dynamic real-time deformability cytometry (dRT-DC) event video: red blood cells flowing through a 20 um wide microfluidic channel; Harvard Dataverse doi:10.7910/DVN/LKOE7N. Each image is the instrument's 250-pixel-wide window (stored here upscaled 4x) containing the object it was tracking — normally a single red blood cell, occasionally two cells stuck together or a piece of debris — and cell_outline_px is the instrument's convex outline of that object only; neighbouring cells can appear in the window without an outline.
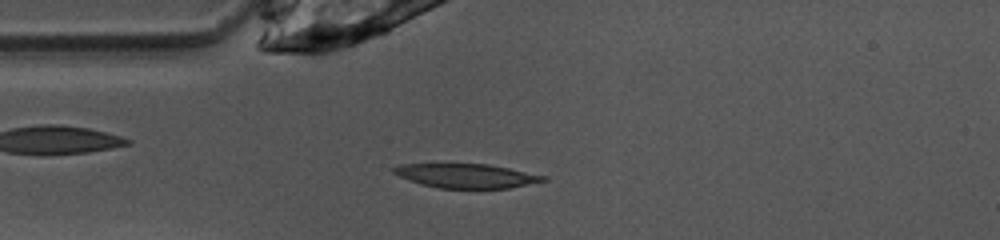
{"species": "common noctule bat (a hibernating species)", "species_latin": "Nyctalus noctula", "temperature_condition": "warm", "stored_images_in_passage": 40, "camera_frame_rate_fps": 3000, "um_per_image_px": 0.085, "animal": {"sex": "female", "body_mass_g": 10.0, "forearm_length_mm": 53.1}, "frame": {"image": 1, "passage_image": 3, "time_ms": 0.667, "image_size_px": [1000, 240], "cell_outline_px": [[548, 180], [508, 188], [436, 188], [420, 184], [408, 180], [392, 172], [392, 168], [400, 164], [488, 164], [548, 176]], "centroid_in_image_um": [39.63, 14.94], "position_along_channel_um": 45.4, "area_um2": 21.04}}
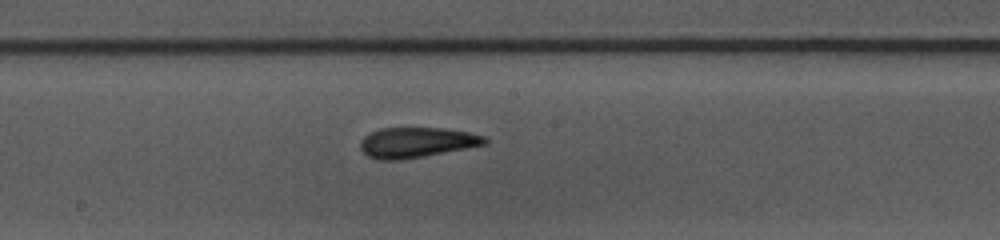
{"frame": {"image": 2, "passage_image": 16, "time_ms": 5.0, "image_size_px": [1000, 240], "cell_outline_px": [[488, 144], [424, 156], [400, 160], [380, 160], [368, 156], [360, 148], [360, 140], [368, 132], [380, 128], [444, 128], [468, 132], [484, 136], [488, 140]], "centroid_in_image_um": [35.39, 12.1], "position_along_channel_um": 212.8, "area_um2": 22.02}}
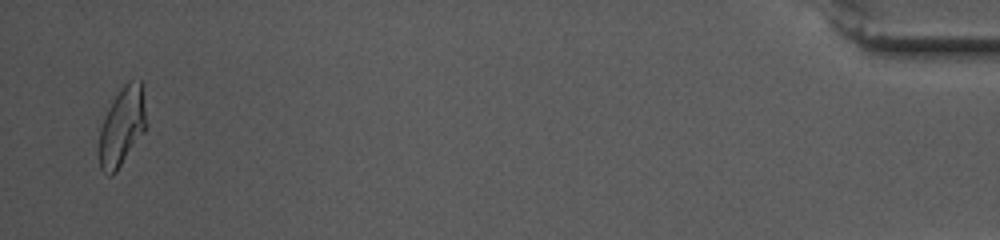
{"frame": {"image": 3, "passage_image": 39, "time_ms": 12.667, "image_size_px": [1000, 240], "cell_outline_px": [[148, 124], [144, 132], [116, 172], [112, 176], [108, 176], [100, 168], [96, 152], [100, 128], [104, 116], [112, 100], [120, 88], [128, 80], [140, 80]], "centroid_in_image_um": [10.33, 10.79], "position_along_channel_um": 424.9, "area_um2": 22.2}, "authors_computed_cell_mechanics": {"area_um2": 21.6172, "velocity_mm_per_s": 4.0073, "shape_relaxation_time_tau1_ms": 5.0656, "shape_relaxation_time_tau2_ms": 1.5222, "deformation_change_tau1": 0.1889, "deformation_change_tau2": 0.099}}